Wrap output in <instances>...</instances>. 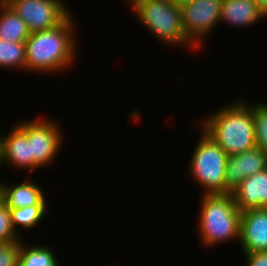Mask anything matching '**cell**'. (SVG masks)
<instances>
[{
  "mask_svg": "<svg viewBox=\"0 0 267 266\" xmlns=\"http://www.w3.org/2000/svg\"><path fill=\"white\" fill-rule=\"evenodd\" d=\"M72 14L54 28L30 33L25 41L26 72L61 73L76 64L78 43L74 26L77 25Z\"/></svg>",
  "mask_w": 267,
  "mask_h": 266,
  "instance_id": "obj_1",
  "label": "cell"
},
{
  "mask_svg": "<svg viewBox=\"0 0 267 266\" xmlns=\"http://www.w3.org/2000/svg\"><path fill=\"white\" fill-rule=\"evenodd\" d=\"M244 99L226 103L213 114L206 115L198 126L210 136L228 156H234L256 147L251 102Z\"/></svg>",
  "mask_w": 267,
  "mask_h": 266,
  "instance_id": "obj_2",
  "label": "cell"
},
{
  "mask_svg": "<svg viewBox=\"0 0 267 266\" xmlns=\"http://www.w3.org/2000/svg\"><path fill=\"white\" fill-rule=\"evenodd\" d=\"M201 198L197 233L203 246L213 248L232 240L238 241L241 211L232 194H201Z\"/></svg>",
  "mask_w": 267,
  "mask_h": 266,
  "instance_id": "obj_3",
  "label": "cell"
},
{
  "mask_svg": "<svg viewBox=\"0 0 267 266\" xmlns=\"http://www.w3.org/2000/svg\"><path fill=\"white\" fill-rule=\"evenodd\" d=\"M134 18L163 45L170 47L184 46L191 50L198 49L187 39L181 18L180 6L170 0H128ZM186 45V46H185Z\"/></svg>",
  "mask_w": 267,
  "mask_h": 266,
  "instance_id": "obj_4",
  "label": "cell"
},
{
  "mask_svg": "<svg viewBox=\"0 0 267 266\" xmlns=\"http://www.w3.org/2000/svg\"><path fill=\"white\" fill-rule=\"evenodd\" d=\"M188 164L192 176L204 191L202 194H225L227 153L202 129Z\"/></svg>",
  "mask_w": 267,
  "mask_h": 266,
  "instance_id": "obj_5",
  "label": "cell"
},
{
  "mask_svg": "<svg viewBox=\"0 0 267 266\" xmlns=\"http://www.w3.org/2000/svg\"><path fill=\"white\" fill-rule=\"evenodd\" d=\"M27 119V138L30 141L32 173L48 167L59 155L63 145V131L58 120L50 117ZM62 144V145H61Z\"/></svg>",
  "mask_w": 267,
  "mask_h": 266,
  "instance_id": "obj_6",
  "label": "cell"
},
{
  "mask_svg": "<svg viewBox=\"0 0 267 266\" xmlns=\"http://www.w3.org/2000/svg\"><path fill=\"white\" fill-rule=\"evenodd\" d=\"M221 4L222 0H193L180 7L185 35L198 50L220 25Z\"/></svg>",
  "mask_w": 267,
  "mask_h": 266,
  "instance_id": "obj_7",
  "label": "cell"
},
{
  "mask_svg": "<svg viewBox=\"0 0 267 266\" xmlns=\"http://www.w3.org/2000/svg\"><path fill=\"white\" fill-rule=\"evenodd\" d=\"M20 16L31 33L60 25L70 14L63 0H5Z\"/></svg>",
  "mask_w": 267,
  "mask_h": 266,
  "instance_id": "obj_8",
  "label": "cell"
},
{
  "mask_svg": "<svg viewBox=\"0 0 267 266\" xmlns=\"http://www.w3.org/2000/svg\"><path fill=\"white\" fill-rule=\"evenodd\" d=\"M1 165L25 169L32 173L30 141L27 138V119L16 123L8 135L2 134Z\"/></svg>",
  "mask_w": 267,
  "mask_h": 266,
  "instance_id": "obj_9",
  "label": "cell"
},
{
  "mask_svg": "<svg viewBox=\"0 0 267 266\" xmlns=\"http://www.w3.org/2000/svg\"><path fill=\"white\" fill-rule=\"evenodd\" d=\"M267 168V155L260 148L228 156L225 170V194H231L245 178Z\"/></svg>",
  "mask_w": 267,
  "mask_h": 266,
  "instance_id": "obj_10",
  "label": "cell"
},
{
  "mask_svg": "<svg viewBox=\"0 0 267 266\" xmlns=\"http://www.w3.org/2000/svg\"><path fill=\"white\" fill-rule=\"evenodd\" d=\"M238 242L243 253L267 252V208L241 212Z\"/></svg>",
  "mask_w": 267,
  "mask_h": 266,
  "instance_id": "obj_11",
  "label": "cell"
},
{
  "mask_svg": "<svg viewBox=\"0 0 267 266\" xmlns=\"http://www.w3.org/2000/svg\"><path fill=\"white\" fill-rule=\"evenodd\" d=\"M231 194L241 212L267 208V168L242 180Z\"/></svg>",
  "mask_w": 267,
  "mask_h": 266,
  "instance_id": "obj_12",
  "label": "cell"
},
{
  "mask_svg": "<svg viewBox=\"0 0 267 266\" xmlns=\"http://www.w3.org/2000/svg\"><path fill=\"white\" fill-rule=\"evenodd\" d=\"M267 15L252 0H222L220 23L245 28L260 23Z\"/></svg>",
  "mask_w": 267,
  "mask_h": 266,
  "instance_id": "obj_13",
  "label": "cell"
},
{
  "mask_svg": "<svg viewBox=\"0 0 267 266\" xmlns=\"http://www.w3.org/2000/svg\"><path fill=\"white\" fill-rule=\"evenodd\" d=\"M25 181L17 183L3 182L2 201L9 208H22L33 205H47L44 190L37 185L32 176L26 177ZM29 179V180H28Z\"/></svg>",
  "mask_w": 267,
  "mask_h": 266,
  "instance_id": "obj_14",
  "label": "cell"
},
{
  "mask_svg": "<svg viewBox=\"0 0 267 266\" xmlns=\"http://www.w3.org/2000/svg\"><path fill=\"white\" fill-rule=\"evenodd\" d=\"M30 33L25 21L5 1L0 0V39L25 42Z\"/></svg>",
  "mask_w": 267,
  "mask_h": 266,
  "instance_id": "obj_15",
  "label": "cell"
},
{
  "mask_svg": "<svg viewBox=\"0 0 267 266\" xmlns=\"http://www.w3.org/2000/svg\"><path fill=\"white\" fill-rule=\"evenodd\" d=\"M55 253L49 245L46 246L37 242L33 245H27L26 241L21 240L17 266H60Z\"/></svg>",
  "mask_w": 267,
  "mask_h": 266,
  "instance_id": "obj_16",
  "label": "cell"
},
{
  "mask_svg": "<svg viewBox=\"0 0 267 266\" xmlns=\"http://www.w3.org/2000/svg\"><path fill=\"white\" fill-rule=\"evenodd\" d=\"M0 68L25 72V42H7L0 39Z\"/></svg>",
  "mask_w": 267,
  "mask_h": 266,
  "instance_id": "obj_17",
  "label": "cell"
},
{
  "mask_svg": "<svg viewBox=\"0 0 267 266\" xmlns=\"http://www.w3.org/2000/svg\"><path fill=\"white\" fill-rule=\"evenodd\" d=\"M48 205H33L22 208H10L12 225L19 235L20 226L25 229H32L38 226L44 219ZM20 225V226H19ZM19 229V230H18Z\"/></svg>",
  "mask_w": 267,
  "mask_h": 266,
  "instance_id": "obj_18",
  "label": "cell"
},
{
  "mask_svg": "<svg viewBox=\"0 0 267 266\" xmlns=\"http://www.w3.org/2000/svg\"><path fill=\"white\" fill-rule=\"evenodd\" d=\"M251 113L254 120L256 147L267 155V102L251 104Z\"/></svg>",
  "mask_w": 267,
  "mask_h": 266,
  "instance_id": "obj_19",
  "label": "cell"
},
{
  "mask_svg": "<svg viewBox=\"0 0 267 266\" xmlns=\"http://www.w3.org/2000/svg\"><path fill=\"white\" fill-rule=\"evenodd\" d=\"M12 225L10 208L3 202H0V243H10L21 241Z\"/></svg>",
  "mask_w": 267,
  "mask_h": 266,
  "instance_id": "obj_20",
  "label": "cell"
},
{
  "mask_svg": "<svg viewBox=\"0 0 267 266\" xmlns=\"http://www.w3.org/2000/svg\"><path fill=\"white\" fill-rule=\"evenodd\" d=\"M21 241L0 243V266H17Z\"/></svg>",
  "mask_w": 267,
  "mask_h": 266,
  "instance_id": "obj_21",
  "label": "cell"
},
{
  "mask_svg": "<svg viewBox=\"0 0 267 266\" xmlns=\"http://www.w3.org/2000/svg\"><path fill=\"white\" fill-rule=\"evenodd\" d=\"M246 266H267V252L243 253Z\"/></svg>",
  "mask_w": 267,
  "mask_h": 266,
  "instance_id": "obj_22",
  "label": "cell"
},
{
  "mask_svg": "<svg viewBox=\"0 0 267 266\" xmlns=\"http://www.w3.org/2000/svg\"><path fill=\"white\" fill-rule=\"evenodd\" d=\"M267 15V0H252Z\"/></svg>",
  "mask_w": 267,
  "mask_h": 266,
  "instance_id": "obj_23",
  "label": "cell"
},
{
  "mask_svg": "<svg viewBox=\"0 0 267 266\" xmlns=\"http://www.w3.org/2000/svg\"><path fill=\"white\" fill-rule=\"evenodd\" d=\"M172 3H174L175 5H177V6H182V5H184V4H186V3H189V2H191V1H193V0H170Z\"/></svg>",
  "mask_w": 267,
  "mask_h": 266,
  "instance_id": "obj_24",
  "label": "cell"
},
{
  "mask_svg": "<svg viewBox=\"0 0 267 266\" xmlns=\"http://www.w3.org/2000/svg\"><path fill=\"white\" fill-rule=\"evenodd\" d=\"M3 196V182L0 180V202L2 201Z\"/></svg>",
  "mask_w": 267,
  "mask_h": 266,
  "instance_id": "obj_25",
  "label": "cell"
},
{
  "mask_svg": "<svg viewBox=\"0 0 267 266\" xmlns=\"http://www.w3.org/2000/svg\"><path fill=\"white\" fill-rule=\"evenodd\" d=\"M1 139H2V133H0V164H1Z\"/></svg>",
  "mask_w": 267,
  "mask_h": 266,
  "instance_id": "obj_26",
  "label": "cell"
}]
</instances>
